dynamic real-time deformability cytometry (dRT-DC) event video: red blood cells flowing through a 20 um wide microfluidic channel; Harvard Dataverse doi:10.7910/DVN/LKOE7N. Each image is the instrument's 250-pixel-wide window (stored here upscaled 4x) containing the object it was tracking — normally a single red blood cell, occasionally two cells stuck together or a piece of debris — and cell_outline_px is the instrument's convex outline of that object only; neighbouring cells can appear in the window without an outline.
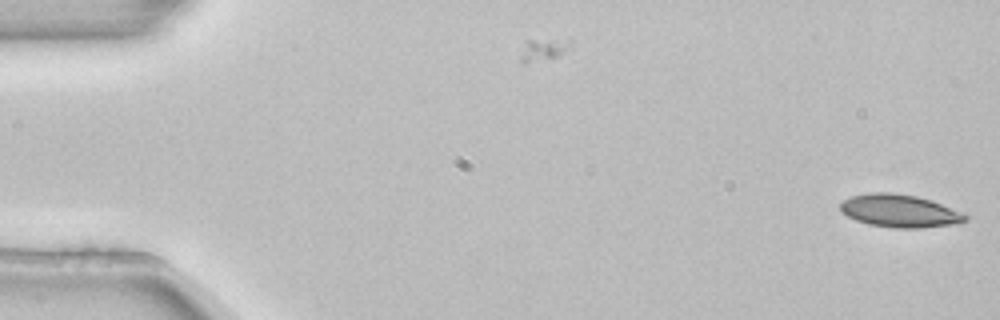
{"species": "common noctule bat (a hibernating species)", "species_latin": "Nyctalus noctula", "temperature_condition": "room temperature", "stored_images_in_passage": 5, "camera_frame_rate_fps": 3000, "um_per_image_px": 0.085, "animal": {"sex": "female", "body_mass_g": 22.7, "forearm_length_mm": 54.2}, "frame": {"image": 1, "passage_image": 1, "time_ms": 0.0, "image_size_px": [1000, 320], "cell_outline_px": [[968, 220], [960, 224], [920, 228], [892, 228], [868, 224], [856, 220], [840, 212], [840, 204], [844, 200], [852, 196], [872, 192], [888, 192], [916, 196], [932, 200], [964, 212], [968, 216]], "centroid_in_image_um": [76.53, 17.94], "position_along_channel_um": 8.5, "area_um2": 24.22}}
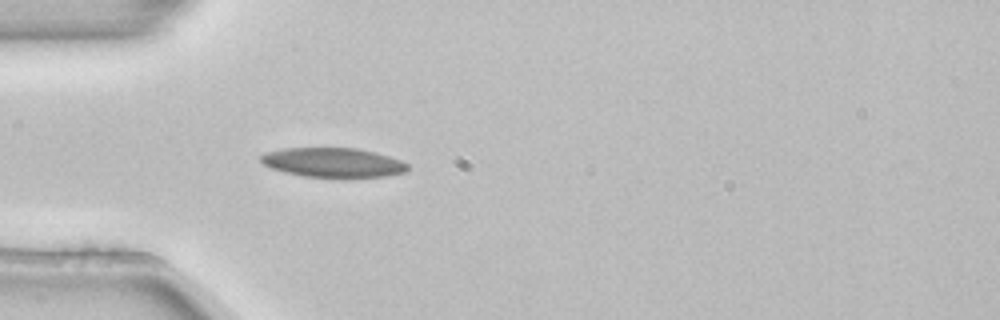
{"frame": {"image": 2, "passage_image": 5, "time_ms": 1.333, "image_size_px": [1000, 320], "cell_outline_px": [[408, 172], [388, 176], [344, 180], [340, 180], [304, 176], [284, 172], [272, 168], [264, 164], [260, 160], [260, 156], [268, 152], [284, 148], [356, 148], [388, 156], [400, 160], [408, 164]], "centroid_in_image_um": [28.37, 13.87], "position_along_channel_um": 56.6, "area_um2": 25.95}}